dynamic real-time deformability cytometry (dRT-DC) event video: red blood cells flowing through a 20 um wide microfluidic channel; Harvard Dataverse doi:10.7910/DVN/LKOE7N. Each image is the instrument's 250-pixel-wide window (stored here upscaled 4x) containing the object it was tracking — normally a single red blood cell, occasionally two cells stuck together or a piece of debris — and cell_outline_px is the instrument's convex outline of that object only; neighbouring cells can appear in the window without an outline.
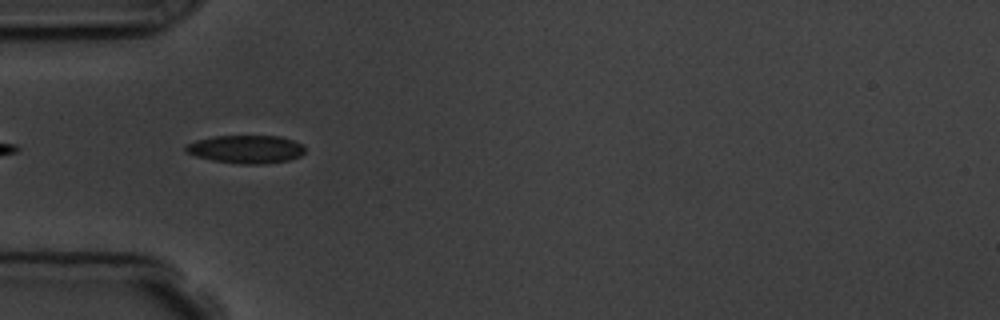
{"species": "common noctule bat (a hibernating species)", "species_latin": "Nyctalus noctula", "temperature_condition": "room temperature", "stored_images_in_passage": 4, "camera_frame_rate_fps": 3000, "um_per_image_px": 0.085, "animal": {"sex": "male", "body_mass_g": 19.5, "forearm_length_mm": 54.6}, "frame": {"image": 1, "passage_image": 2, "time_ms": 1.333, "image_size_px": [1000, 320], "cell_outline_px": [[304, 152], [300, 156], [288, 160], [260, 164], [240, 164], [212, 160], [196, 156], [184, 152], [184, 148], [188, 144], [196, 140], [212, 136], [280, 136], [304, 144]], "centroid_in_image_um": [20.9, 12.68], "position_along_channel_um": 64.1, "area_um2": 19.54}}
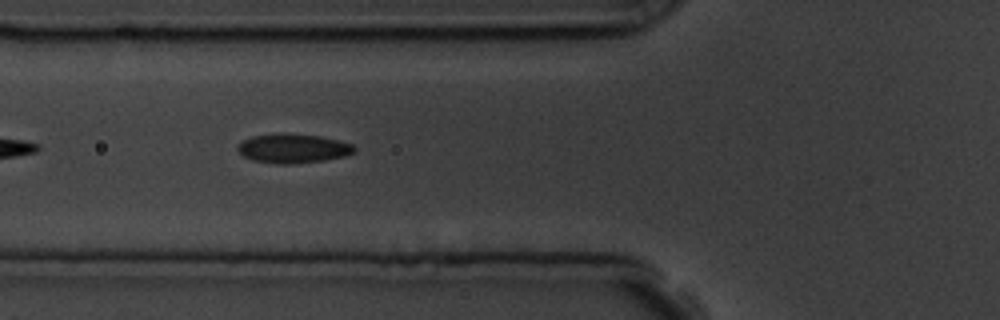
{"frame": {"image": 2, "passage_image": 3, "time_ms": 2.333, "image_size_px": [1000, 320], "cell_outline_px": [[356, 152], [344, 156], [324, 160], [292, 164], [280, 164], [252, 160], [244, 156], [236, 148], [244, 140], [252, 136], [280, 132], [284, 132], [320, 136], [352, 144], [356, 148]], "centroid_in_image_um": [24.91, 12.6], "position_along_channel_um": 100.9, "area_um2": 19.88}}